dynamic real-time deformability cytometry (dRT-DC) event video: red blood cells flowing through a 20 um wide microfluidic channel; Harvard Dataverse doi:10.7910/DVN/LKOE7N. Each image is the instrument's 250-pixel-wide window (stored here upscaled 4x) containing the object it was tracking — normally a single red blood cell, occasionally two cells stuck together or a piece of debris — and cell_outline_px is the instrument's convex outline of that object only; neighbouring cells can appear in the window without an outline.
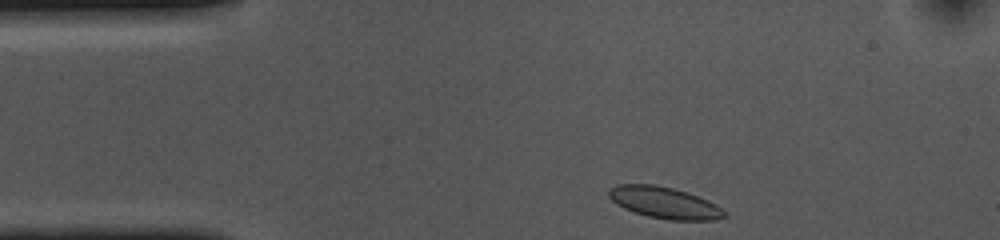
{"species": "common noctule bat (a hibernating species)", "species_latin": "Nyctalus noctula", "temperature_condition": "cold", "stored_images_in_passage": 35, "camera_frame_rate_fps": 3000, "um_per_image_px": 0.085, "animal": {"sex": "female", "body_mass_g": 10.0, "forearm_length_mm": 53.1}, "frame": {"image": 1, "passage_image": 1, "time_ms": 0.0, "image_size_px": [1000, 240], "cell_outline_px": [[728, 216], [716, 220], [668, 220], [648, 216], [624, 208], [616, 204], [608, 196], [608, 188], [616, 184], [656, 184], [672, 188], [708, 200], [716, 204], [728, 212]], "centroid_in_image_um": [56.49, 17.23], "position_along_channel_um": 28.5, "area_um2": 21.33}}
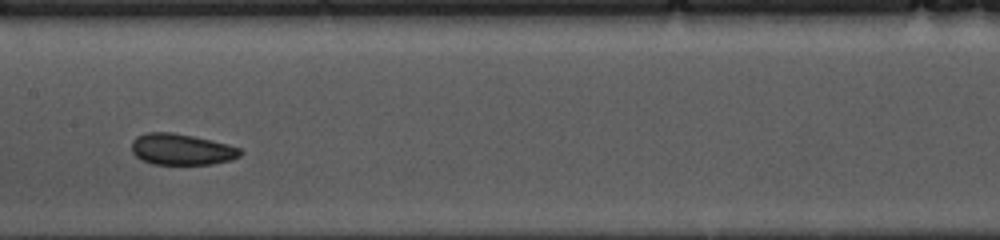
{"frame": {"image": 2, "passage_image": 18, "time_ms": 5.667, "image_size_px": [1000, 240], "cell_outline_px": [[244, 152], [240, 156], [232, 160], [212, 164], [152, 164], [140, 160], [132, 152], [132, 140], [136, 136], [148, 132], [172, 132], [212, 140], [228, 144], [240, 148]], "centroid_in_image_um": [15.44, 12.7], "position_along_channel_um": 192.0, "area_um2": 19.94}}
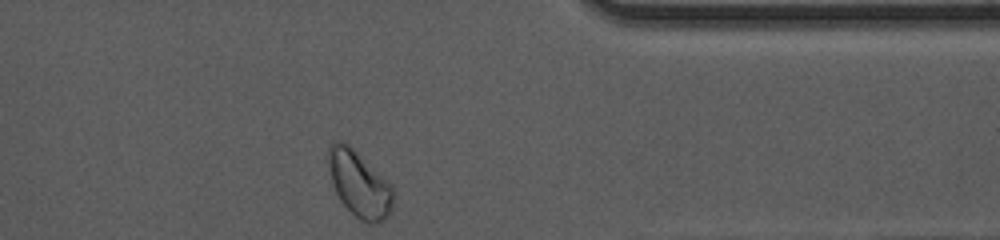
{"frame": {"image": 3, "passage_image": 35, "time_ms": 11.333, "image_size_px": [1000, 240], "cell_outline_px": [[392, 208], [388, 216], [384, 220], [376, 224], [368, 224], [360, 220], [340, 200], [332, 184], [328, 164], [328, 144], [336, 140], [344, 140], [392, 184]], "centroid_in_image_um": [30.52, 15.62], "position_along_channel_um": 380.9, "area_um2": 25.03}, "authors_computed_cell_mechanics": {"area_um2": 20.1722, "velocity_mm_per_s": 3.6088, "shape_relaxation_time_tau1_ms": 2.3217, "shape_relaxation_time_tau2_ms": 1.8824, "deformation_change_tau1": 0.0567, "deformation_change_tau2": 0.0481}}